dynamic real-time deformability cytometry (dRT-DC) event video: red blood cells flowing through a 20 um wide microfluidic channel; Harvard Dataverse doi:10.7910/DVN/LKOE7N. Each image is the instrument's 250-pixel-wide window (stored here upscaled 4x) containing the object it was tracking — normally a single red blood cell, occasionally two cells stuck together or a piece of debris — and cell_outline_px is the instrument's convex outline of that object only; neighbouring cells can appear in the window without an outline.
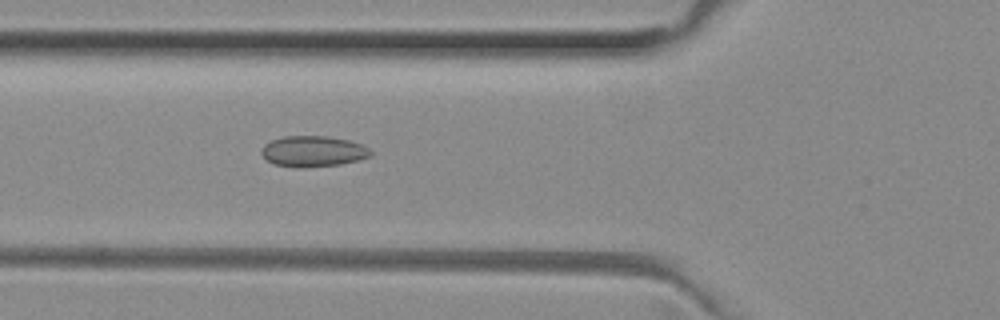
{"species": "common noctule bat (a hibernating species)", "species_latin": "Nyctalus noctula", "temperature_condition": "room temperature", "stored_images_in_passage": 38, "camera_frame_rate_fps": 3000, "um_per_image_px": 0.085, "animal": {"sex": "female", "body_mass_g": 29.2, "forearm_length_mm": 56.3}, "frame": {"image": 1, "passage_image": 5, "time_ms": 1.333, "image_size_px": [1000, 320], "cell_outline_px": [[372, 156], [340, 164], [304, 168], [296, 168], [272, 164], [260, 152], [264, 144], [272, 140], [284, 136], [324, 136], [348, 140], [360, 144], [368, 148], [372, 152]], "centroid_in_image_um": [26.58, 12.87], "position_along_channel_um": 99.2, "area_um2": 19.59}}
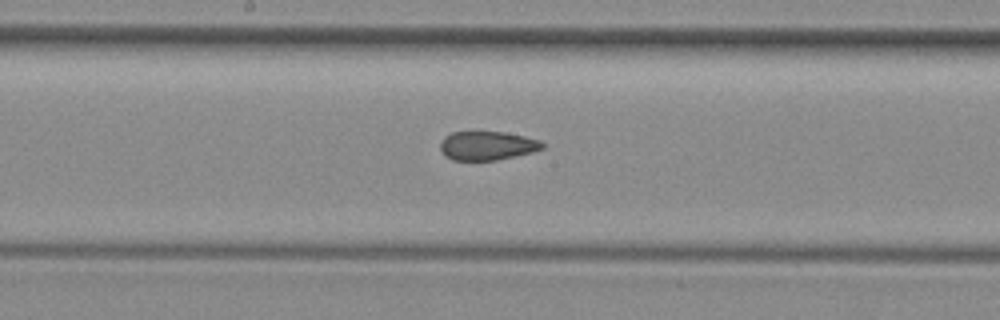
{"frame": {"image": 2, "passage_image": 13, "time_ms": 4.0, "image_size_px": [1000, 320], "cell_outline_px": [[544, 148], [532, 152], [496, 160], [452, 160], [440, 148], [440, 140], [444, 136], [452, 132], [504, 132], [524, 136], [540, 140], [544, 144]], "centroid_in_image_um": [41.42, 12.37], "position_along_channel_um": 206.8, "area_um2": 17.05}}
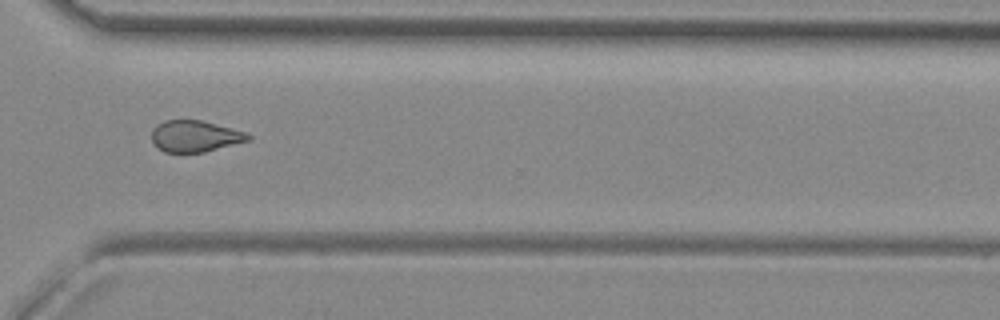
{"frame": {"image": 3, "passage_image": 24, "time_ms": 7.667, "image_size_px": [1000, 320], "cell_outline_px": [[252, 140], [204, 152], [164, 152], [152, 140], [152, 128], [156, 124], [164, 120], [200, 120], [244, 132], [252, 136]], "centroid_in_image_um": [16.57, 11.57], "position_along_channel_um": 354.0, "area_um2": 17.51}, "authors_computed_cell_mechanics": {"area_um2": 18.496, "velocity_mm_per_s": 4.0213, "shape_relaxation_time_tau1_ms": null, "shape_relaxation_time_tau2_ms": 2.7713, "deformation_change_tau1": null, "deformation_change_tau2": 0.098}}